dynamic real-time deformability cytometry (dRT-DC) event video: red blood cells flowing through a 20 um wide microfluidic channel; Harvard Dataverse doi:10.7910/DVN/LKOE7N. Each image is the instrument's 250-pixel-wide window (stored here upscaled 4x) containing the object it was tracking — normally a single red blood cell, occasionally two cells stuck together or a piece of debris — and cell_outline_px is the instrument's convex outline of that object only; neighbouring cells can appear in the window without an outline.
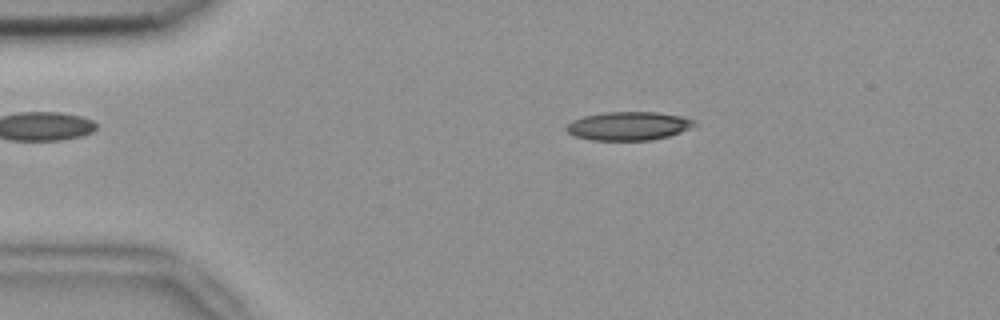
{"species": "common noctule bat (a hibernating species)", "species_latin": "Nyctalus noctula", "temperature_condition": "room temperature", "stored_images_in_passage": 5, "camera_frame_rate_fps": 3000, "um_per_image_px": 0.085, "animal": {"sex": "female", "body_mass_g": 18.4}, "frame": {"image": 1, "passage_image": 1, "time_ms": 0.0, "image_size_px": [1000, 320], "cell_outline_px": [[696, 124], [680, 132], [668, 136], [652, 140], [592, 140], [572, 136], [564, 128], [572, 120], [584, 116], [604, 112], [656, 112], [680, 116], [692, 120]], "centroid_in_image_um": [53.35, 10.71], "position_along_channel_um": 31.6, "area_um2": 21.15}}
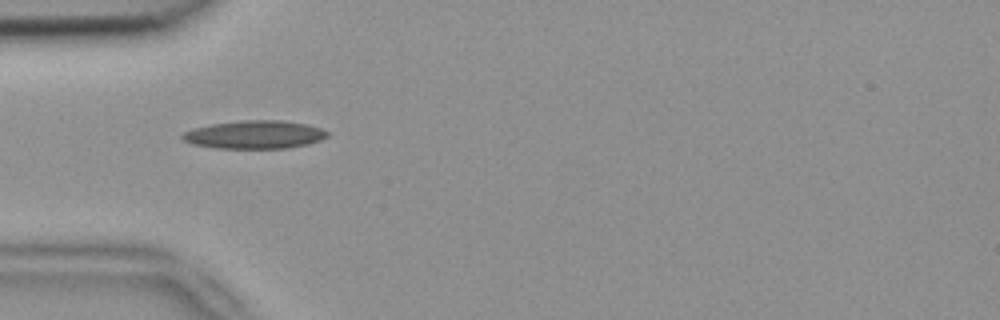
{"frame": {"image": 2, "passage_image": 3, "time_ms": 0.667, "image_size_px": [1000, 320], "cell_outline_px": [[328, 136], [320, 140], [308, 144], [288, 148], [216, 148], [192, 144], [184, 140], [180, 136], [184, 132], [196, 128], [212, 124], [244, 120], [280, 120], [308, 124], [320, 128], [328, 132]], "centroid_in_image_um": [21.67, 11.44], "position_along_channel_um": 63.3, "area_um2": 23.64}}